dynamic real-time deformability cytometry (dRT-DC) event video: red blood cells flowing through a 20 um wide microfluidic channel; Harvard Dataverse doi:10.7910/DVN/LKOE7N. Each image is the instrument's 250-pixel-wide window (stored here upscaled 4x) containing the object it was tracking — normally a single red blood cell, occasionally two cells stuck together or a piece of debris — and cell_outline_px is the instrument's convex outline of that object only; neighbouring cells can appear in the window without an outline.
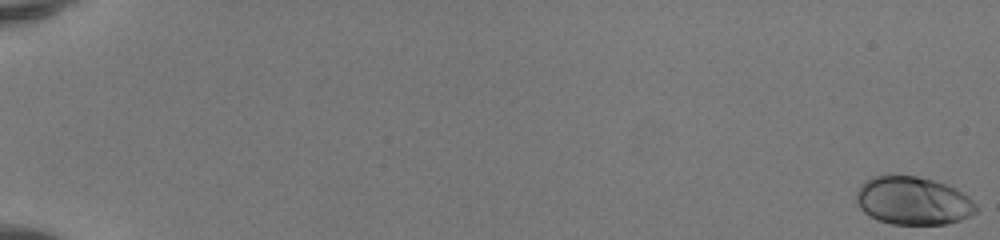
{"species": "human", "species_latin": "Homo sapiens", "temperature_condition": "room temperature", "stored_images_in_passage": 52, "camera_frame_rate_fps": 3000, "um_per_image_px": 0.085, "donor": {"sex": "female"}, "frame": {"image": 1, "passage_image": 1, "time_ms": 0.0, "image_size_px": [1000, 240], "cell_outline_px": [[976, 212], [972, 216], [960, 220], [944, 224], [892, 224], [876, 220], [868, 216], [860, 208], [856, 200], [856, 192], [860, 184], [864, 180], [872, 176], [888, 172], [916, 176], [932, 180], [956, 188], [968, 196], [976, 204]], "centroid_in_image_um": [77.55, 17.03], "position_along_channel_um": 7.5, "area_um2": 34.33}}
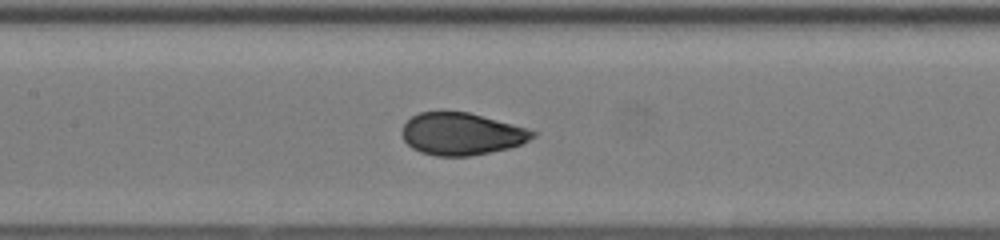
{"frame": {"image": 2, "passage_image": 28, "time_ms": 9.0, "image_size_px": [1000, 240], "cell_outline_px": [[536, 136], [520, 144], [508, 148], [468, 156], [436, 156], [420, 152], [412, 148], [404, 140], [400, 132], [404, 124], [412, 116], [420, 112], [468, 112], [528, 128], [536, 132]], "centroid_in_image_um": [39.21, 11.38], "position_along_channel_um": 168.2, "area_um2": 31.96}}
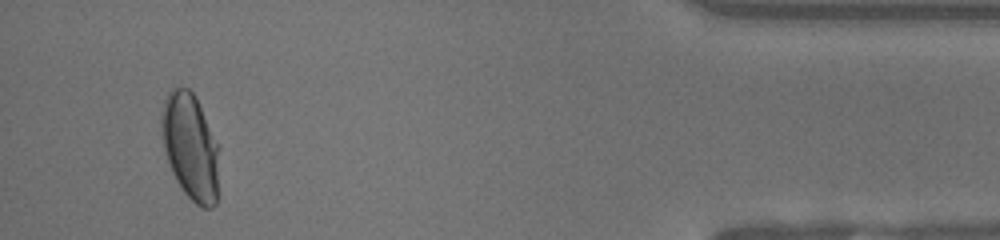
{"frame": {"image": 3, "passage_image": 50, "time_ms": 16.333, "image_size_px": [1000, 240], "cell_outline_px": [[220, 148], [216, 204], [212, 208], [204, 208], [196, 204], [184, 192], [176, 180], [172, 172], [164, 148], [160, 124], [160, 112], [164, 100], [168, 92], [172, 88], [180, 84], [188, 88], [196, 96], [220, 144]], "centroid_in_image_um": [16.2, 12.41], "position_along_channel_um": 419.0, "area_um2": 36.65}, "authors_computed_cell_mechanics": {"area_um2": 32.8593, "velocity_mm_per_s": 4.1578, "shape_relaxation_time_tau1_ms": 3.4641, "shape_relaxation_time_tau2_ms": null, "deformation_change_tau1": 0.1822, "deformation_change_tau2": null}}